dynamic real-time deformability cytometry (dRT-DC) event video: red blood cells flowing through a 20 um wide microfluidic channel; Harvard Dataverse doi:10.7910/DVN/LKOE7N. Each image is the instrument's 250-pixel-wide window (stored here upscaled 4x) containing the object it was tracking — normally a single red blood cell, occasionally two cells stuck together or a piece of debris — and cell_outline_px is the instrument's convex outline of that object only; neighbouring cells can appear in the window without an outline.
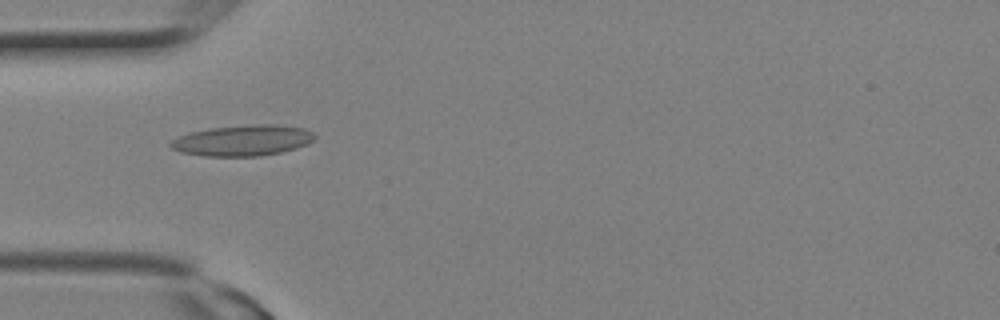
{"species": "Egyptian fruit bat (a non-hibernating species)", "species_latin": "Rousettus aegyptiacus", "temperature_condition": "room temperature", "stored_images_in_passage": 11, "camera_frame_rate_fps": 3000, "um_per_image_px": 0.085, "animal": {"sex": "female"}, "frame": {"image": 1, "passage_image": 8, "time_ms": 2.333, "image_size_px": [1000, 320], "cell_outline_px": [[316, 136], [308, 144], [296, 148], [280, 152], [260, 156], [204, 156], [180, 152], [172, 148], [168, 144], [172, 140], [180, 136], [192, 132], [212, 128], [252, 124], [276, 124], [304, 128], [312, 132]], "centroid_in_image_um": [20.65, 11.94], "position_along_channel_um": 64.4, "area_um2": 25.78}}
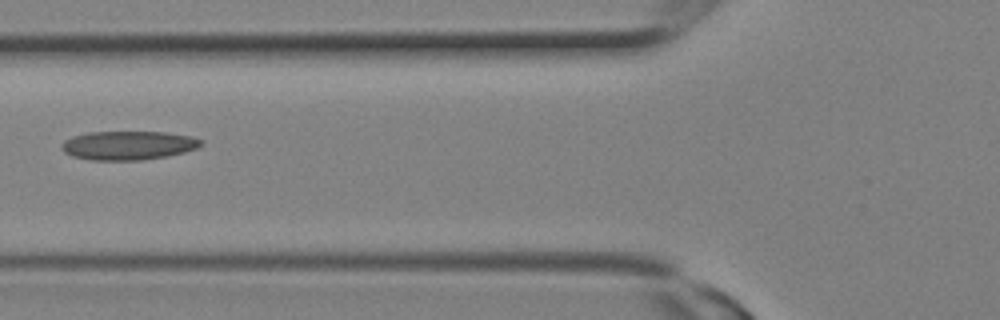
{"frame": {"image": 2, "passage_image": 10, "time_ms": 3.0, "image_size_px": [1000, 320], "cell_outline_px": [[204, 144], [196, 148], [184, 152], [168, 156], [140, 160], [92, 160], [72, 156], [64, 152], [60, 144], [64, 140], [72, 136], [88, 132], [164, 132], [192, 136], [204, 140]], "centroid_in_image_um": [10.91, 12.35], "position_along_channel_um": 114.9, "area_um2": 23.58}}